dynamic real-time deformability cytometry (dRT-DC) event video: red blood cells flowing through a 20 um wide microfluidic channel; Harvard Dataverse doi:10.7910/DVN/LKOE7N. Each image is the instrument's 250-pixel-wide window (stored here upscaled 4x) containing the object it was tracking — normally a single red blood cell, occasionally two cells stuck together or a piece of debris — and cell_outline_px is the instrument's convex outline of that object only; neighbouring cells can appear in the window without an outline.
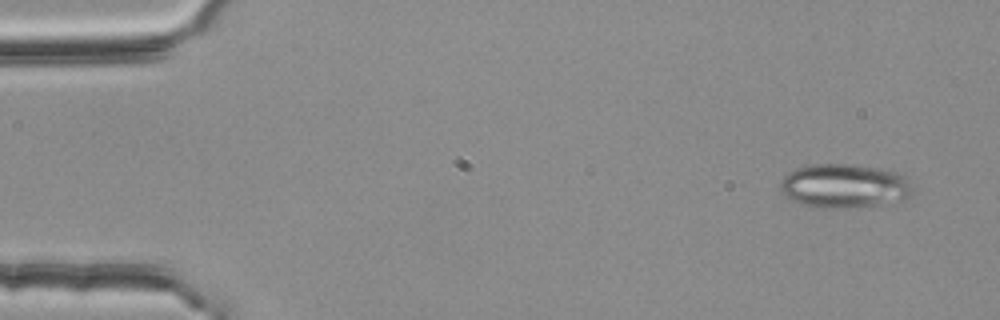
{"species": "common noctule bat (a hibernating species)", "species_latin": "Nyctalus noctula", "temperature_condition": "room temperature", "stored_images_in_passage": 2, "camera_frame_rate_fps": 3000, "um_per_image_px": 0.085, "animal": {"sex": "female", "body_mass_g": 25.1}, "frame": {"image": 1, "passage_image": 2, "time_ms": 0.333, "image_size_px": [1000, 320], "cell_outline_px": [[916, 192], [912, 196], [904, 200], [880, 204], [848, 208], [816, 208], [800, 204], [784, 196], [780, 192], [780, 180], [788, 172], [796, 168], [812, 164], [852, 164], [880, 168], [896, 172], [904, 176], [908, 180]], "centroid_in_image_um": [71.77, 15.81], "position_along_channel_um": 13.2, "area_um2": 34.56}}